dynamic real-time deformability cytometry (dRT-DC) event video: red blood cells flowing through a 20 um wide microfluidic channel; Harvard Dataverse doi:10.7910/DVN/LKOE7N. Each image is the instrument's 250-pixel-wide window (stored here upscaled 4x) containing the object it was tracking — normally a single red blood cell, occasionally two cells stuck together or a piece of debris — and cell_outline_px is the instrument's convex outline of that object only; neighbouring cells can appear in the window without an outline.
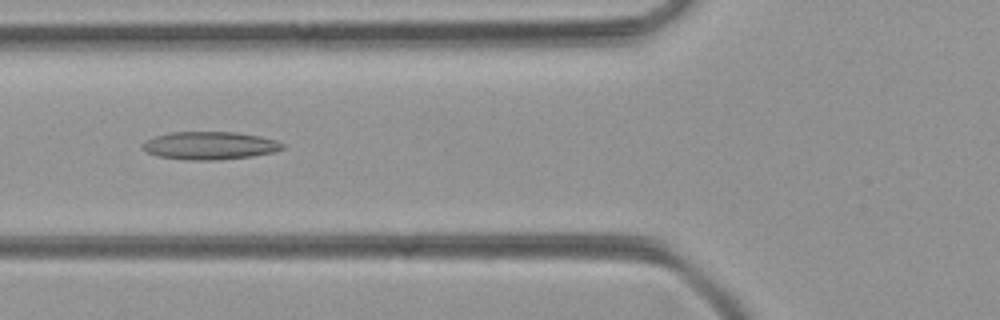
{"species": "common noctule bat (a hibernating species)", "species_latin": "Nyctalus noctula", "temperature_condition": "room temperature", "stored_images_in_passage": 35, "camera_frame_rate_fps": 3000, "um_per_image_px": 0.085, "animal": {"sex": "female", "body_mass_g": 21.9}, "frame": {"image": 1, "passage_image": 10, "time_ms": 3.0, "image_size_px": [1000, 320], "cell_outline_px": [[284, 148], [276, 152], [252, 156], [220, 160], [184, 160], [156, 156], [140, 148], [140, 144], [156, 136], [172, 132], [236, 132], [260, 136], [276, 140], [284, 144]], "centroid_in_image_um": [17.84, 12.38], "position_along_channel_um": 108.0, "area_um2": 22.95}}
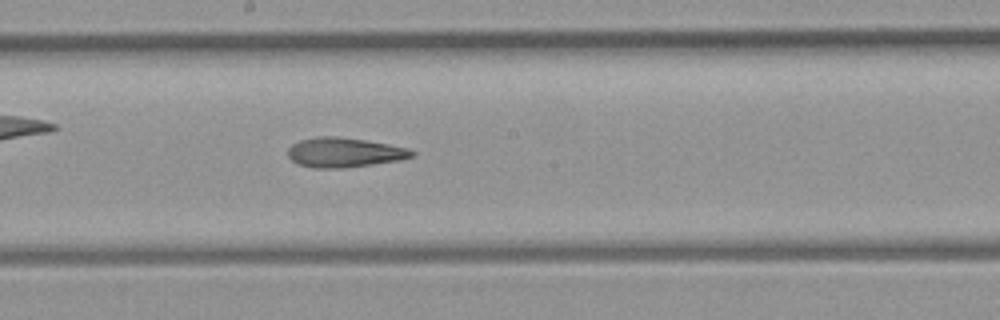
{"frame": {"image": 2, "passage_image": 18, "time_ms": 5.667, "image_size_px": [1000, 320], "cell_outline_px": [[416, 156], [400, 160], [344, 168], [312, 168], [296, 164], [288, 156], [288, 148], [292, 144], [300, 140], [316, 136], [336, 136], [364, 140], [388, 144], [408, 148], [416, 152]], "centroid_in_image_um": [29.26, 12.96], "position_along_channel_um": 218.9, "area_um2": 21.56}}
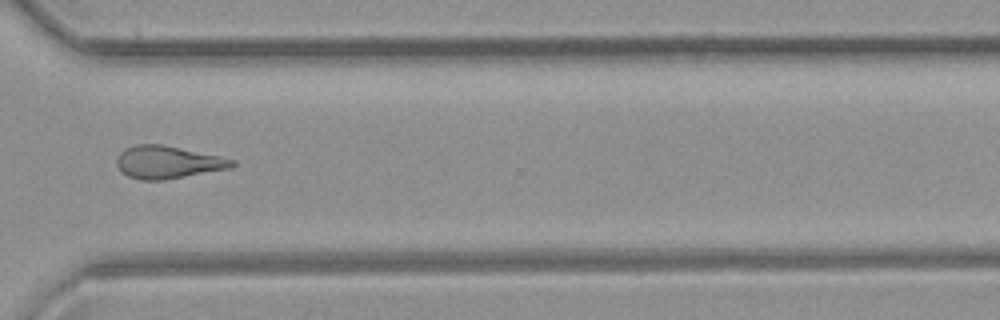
{"frame": {"image": 3, "passage_image": 28, "time_ms": 9.0, "image_size_px": [1000, 320], "cell_outline_px": [[236, 164], [232, 168], [164, 180], [140, 180], [128, 176], [116, 164], [116, 160], [120, 152], [124, 148], [136, 144], [164, 144], [220, 156], [236, 160]], "centroid_in_image_um": [14.29, 13.78], "position_along_channel_um": 356.3, "area_um2": 22.08}}